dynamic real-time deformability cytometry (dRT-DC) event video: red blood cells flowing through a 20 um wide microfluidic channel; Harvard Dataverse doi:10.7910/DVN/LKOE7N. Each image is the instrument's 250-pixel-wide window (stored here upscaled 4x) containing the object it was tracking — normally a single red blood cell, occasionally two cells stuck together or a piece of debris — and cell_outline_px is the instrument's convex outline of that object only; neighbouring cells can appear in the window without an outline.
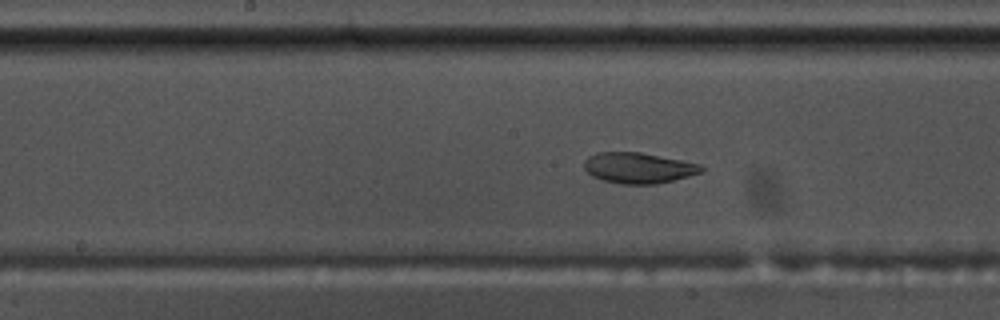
{"species": "common noctule bat (a hibernating species)", "species_latin": "Nyctalus noctula", "temperature_condition": "warm", "stored_images_in_passage": 57, "camera_frame_rate_fps": 3000, "um_per_image_px": 0.085, "animal": {"sex": "male", "body_mass_g": 17.5, "forearm_length_mm": 52.3}, "frame": {"image": 1, "passage_image": 29, "time_ms": 9.333, "image_size_px": [1000, 320], "cell_outline_px": [[704, 168], [700, 172], [688, 176], [656, 184], [620, 184], [604, 180], [592, 176], [584, 168], [584, 160], [588, 156], [596, 152], [640, 152], [700, 164]], "centroid_in_image_um": [54.22, 14.27], "position_along_channel_um": 194.0, "area_um2": 20.81}}
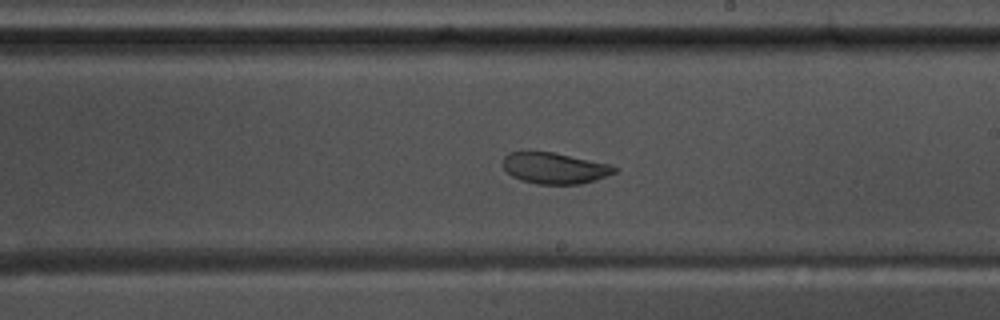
{"frame": {"image": 2, "passage_image": 33, "time_ms": 10.667, "image_size_px": [1000, 320], "cell_outline_px": [[620, 168], [616, 172], [596, 180], [580, 184], [536, 184], [520, 180], [512, 176], [504, 168], [504, 156], [508, 152], [552, 152], [612, 164]], "centroid_in_image_um": [47.19, 14.3], "position_along_channel_um": 241.8, "area_um2": 20.29}}
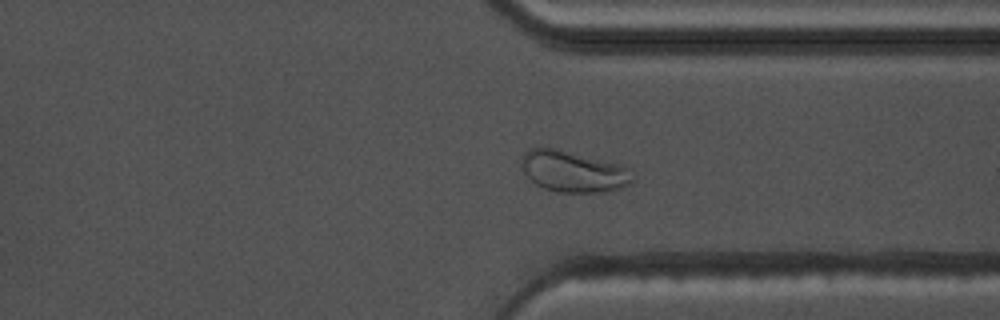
{"frame": {"image": 3, "passage_image": 43, "time_ms": 14.0, "image_size_px": [1000, 320], "cell_outline_px": [[632, 180], [628, 184], [620, 188], [600, 192], [560, 192], [540, 188], [524, 172], [520, 164], [520, 160], [524, 152], [528, 148], [556, 148], [620, 164], [632, 168]], "centroid_in_image_um": [48.7, 14.56], "position_along_channel_um": 362.7, "area_um2": 26.76}, "authors_computed_cell_mechanics": {"area_um2": 25.143, "velocity_mm_per_s": 3.6096, "shape_relaxation_time_tau1_ms": null, "shape_relaxation_time_tau2_ms": 1.6667, "deformation_change_tau1": null, "deformation_change_tau2": 0.0445}}